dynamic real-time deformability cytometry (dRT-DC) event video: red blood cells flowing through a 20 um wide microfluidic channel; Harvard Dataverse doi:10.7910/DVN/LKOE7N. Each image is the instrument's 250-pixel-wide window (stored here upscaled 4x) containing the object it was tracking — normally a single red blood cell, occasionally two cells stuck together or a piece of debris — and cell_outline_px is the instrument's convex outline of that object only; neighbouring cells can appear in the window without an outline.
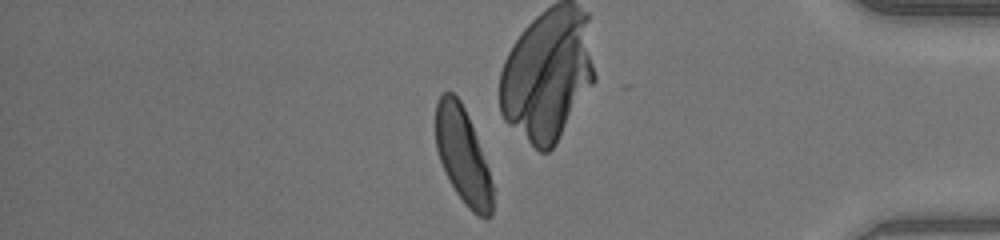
{"species": "human", "species_latin": "Homo sapiens", "temperature_condition": "warm", "stored_images_in_passage": 47, "camera_frame_rate_fps": 3000, "um_per_image_px": 0.085, "donor": {"sex": "male"}, "frame": {"image": 1, "passage_image": 40, "time_ms": 13.0, "image_size_px": [1000, 240], "cell_outline_px": [[496, 188], [492, 216], [480, 216], [472, 212], [468, 208], [456, 192], [448, 180], [440, 160], [436, 148], [436, 104], [440, 96], [444, 92], [452, 92], [460, 100], [468, 116]], "centroid_in_image_um": [39.37, 13.28], "position_along_channel_um": 395.8, "area_um2": 31.91}}
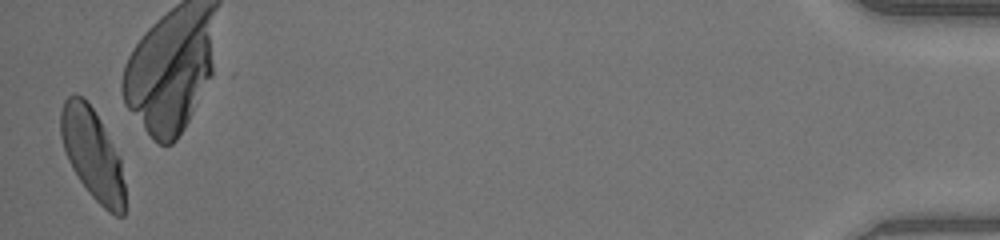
{"frame": {"image": 2, "passage_image": 47, "time_ms": 15.333, "image_size_px": [1000, 240], "cell_outline_px": [[124, 216], [116, 216], [108, 212], [88, 192], [72, 168], [68, 160], [60, 136], [60, 112], [64, 100], [68, 96], [76, 92], [92, 108], [100, 120], [120, 156], [124, 184]], "centroid_in_image_um": [7.85, 13.09], "position_along_channel_um": 427.4, "area_um2": 33.81}}